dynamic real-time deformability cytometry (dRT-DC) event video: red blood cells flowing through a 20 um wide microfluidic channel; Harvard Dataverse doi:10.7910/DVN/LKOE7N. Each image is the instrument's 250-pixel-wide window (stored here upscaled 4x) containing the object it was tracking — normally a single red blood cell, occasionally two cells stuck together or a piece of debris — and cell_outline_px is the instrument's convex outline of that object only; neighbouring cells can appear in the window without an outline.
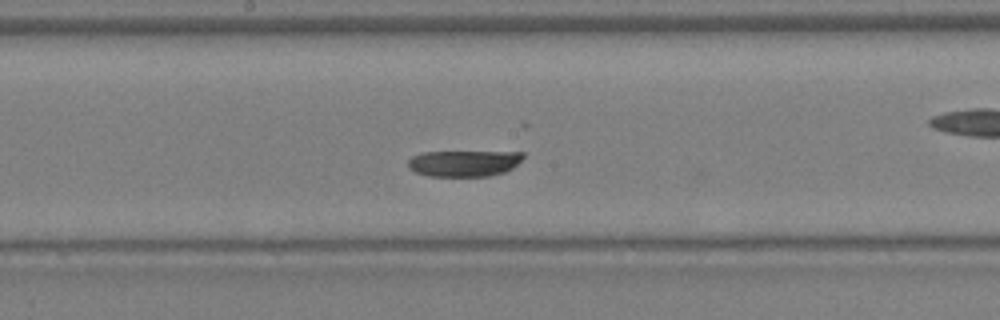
{"species": "Egyptian fruit bat (a non-hibernating species)", "species_latin": "Rousettus aegyptiacus", "temperature_condition": "warm", "stored_images_in_passage": 18, "camera_frame_rate_fps": 3000, "um_per_image_px": 0.085, "animal": {"sex": "female"}, "frame": {"image": 1, "passage_image": 12, "time_ms": 3.667, "image_size_px": [1000, 320], "cell_outline_px": [[524, 156], [512, 168], [504, 172], [488, 176], [428, 176], [416, 172], [408, 168], [408, 160], [412, 156], [424, 152], [524, 152]], "centroid_in_image_um": [39.41, 13.88], "position_along_channel_um": 208.8, "area_um2": 17.46}}
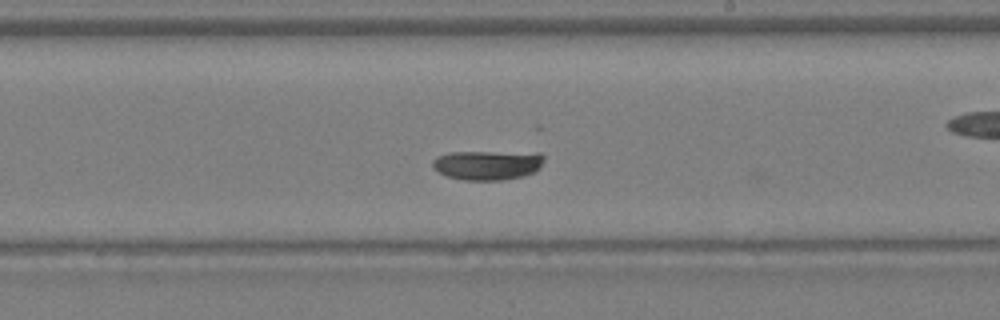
{"frame": {"image": 2, "passage_image": 14, "time_ms": 4.333, "image_size_px": [1000, 320], "cell_outline_px": [[544, 160], [540, 168], [524, 176], [504, 180], [464, 180], [448, 176], [440, 172], [432, 164], [432, 160], [436, 156], [448, 152], [540, 152], [544, 156]], "centroid_in_image_um": [41.48, 14.01], "position_along_channel_um": 247.5, "area_um2": 19.31}}